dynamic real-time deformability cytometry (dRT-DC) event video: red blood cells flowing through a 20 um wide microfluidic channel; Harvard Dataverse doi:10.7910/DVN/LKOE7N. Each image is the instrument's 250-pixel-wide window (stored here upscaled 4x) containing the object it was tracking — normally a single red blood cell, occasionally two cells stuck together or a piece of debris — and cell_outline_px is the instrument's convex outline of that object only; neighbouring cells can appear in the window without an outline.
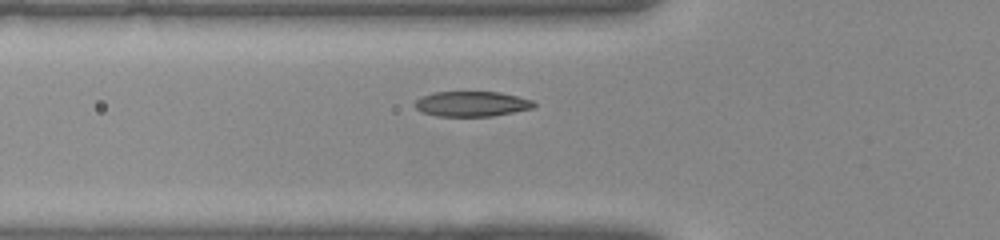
{"species": "common noctule bat (a hibernating species)", "species_latin": "Nyctalus noctula", "temperature_condition": "warm", "stored_images_in_passage": 28, "camera_frame_rate_fps": 3000, "um_per_image_px": 0.085, "animal": {"sex": "female", "body_mass_g": 22.0, "forearm_length_mm": 56.7}, "frame": {"image": 1, "passage_image": 2, "time_ms": 0.333, "image_size_px": [1000, 240], "cell_outline_px": [[536, 108], [492, 116], [436, 116], [420, 112], [416, 108], [416, 100], [420, 96], [432, 92], [500, 92], [532, 100], [536, 104]], "centroid_in_image_um": [40.1, 8.83], "position_along_channel_um": 85.7, "area_um2": 17.57}}
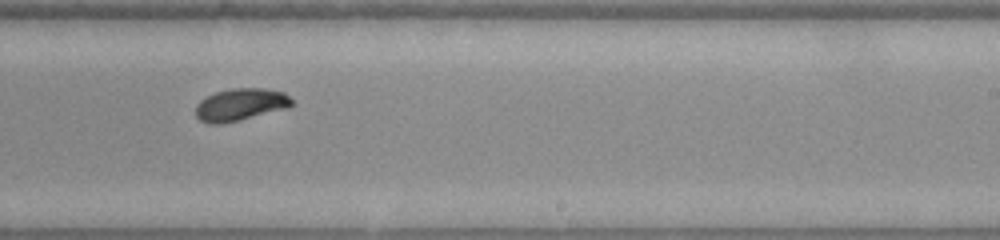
{"frame": {"image": 2, "passage_image": 13, "time_ms": 4.0, "image_size_px": [1000, 240], "cell_outline_px": [[292, 104], [288, 108], [240, 120], [220, 124], [212, 124], [200, 120], [196, 116], [196, 104], [200, 100], [216, 92], [232, 88], [268, 88], [284, 92], [292, 100]], "centroid_in_image_um": [20.45, 8.88], "position_along_channel_um": 268.6, "area_um2": 18.09}}
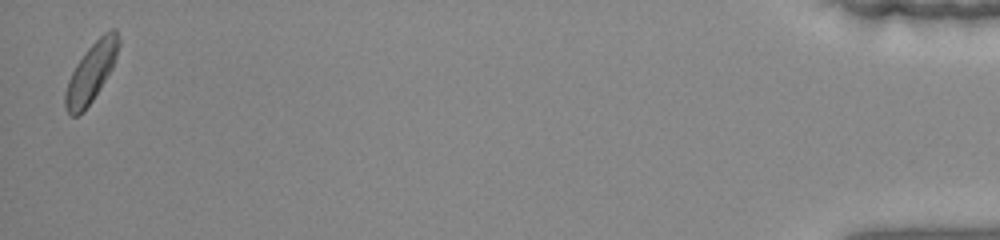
{"frame": {"image": 3, "passage_image": 28, "time_ms": 9.0, "image_size_px": [1000, 240], "cell_outline_px": [[120, 44], [112, 68], [100, 88], [84, 112], [76, 116], [72, 116], [64, 108], [64, 92], [68, 80], [76, 64], [84, 52], [104, 32], [112, 28], [116, 28], [120, 40]], "centroid_in_image_um": [7.74, 6.16], "position_along_channel_um": 427.5, "area_um2": 18.38}}